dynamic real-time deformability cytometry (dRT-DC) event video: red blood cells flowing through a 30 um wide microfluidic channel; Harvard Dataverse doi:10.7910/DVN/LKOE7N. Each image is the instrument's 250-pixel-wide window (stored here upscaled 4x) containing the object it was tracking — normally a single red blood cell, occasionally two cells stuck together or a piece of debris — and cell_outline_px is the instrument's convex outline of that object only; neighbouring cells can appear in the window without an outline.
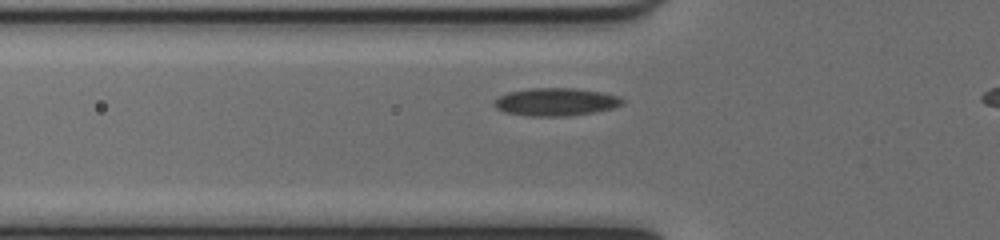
{"species": "common noctule bat (a hibernating species)", "species_latin": "Nyctalus noctula", "temperature_condition": "cold", "stored_images_in_passage": 33, "camera_frame_rate_fps": 3000, "um_per_image_px": 0.085, "animal": {"sex": "female", "body_mass_g": 17.0, "forearm_length_mm": 48.0}, "frame": {"image": 1, "passage_image": 6, "time_ms": 1.667, "image_size_px": [1000, 240], "cell_outline_px": [[624, 104], [612, 108], [592, 112], [568, 116], [528, 116], [504, 112], [496, 108], [492, 104], [492, 100], [508, 92], [528, 88], [576, 88], [600, 92], [620, 96], [624, 100]], "centroid_in_image_um": [47.21, 8.66], "position_along_channel_um": 78.6, "area_um2": 20.92}}
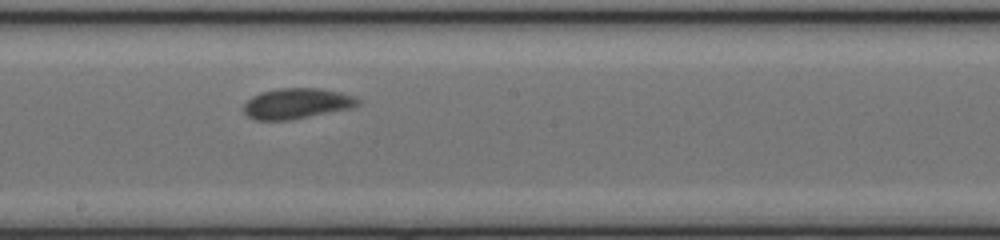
{"frame": {"image": 2, "passage_image": 17, "time_ms": 5.333, "image_size_px": [1000, 240], "cell_outline_px": [[360, 104], [352, 108], [288, 120], [252, 120], [244, 112], [244, 104], [252, 96], [260, 92], [280, 88], [320, 88], [340, 92], [356, 96], [360, 100]], "centroid_in_image_um": [25.24, 8.79], "position_along_channel_um": 223.0, "area_um2": 20.4}}
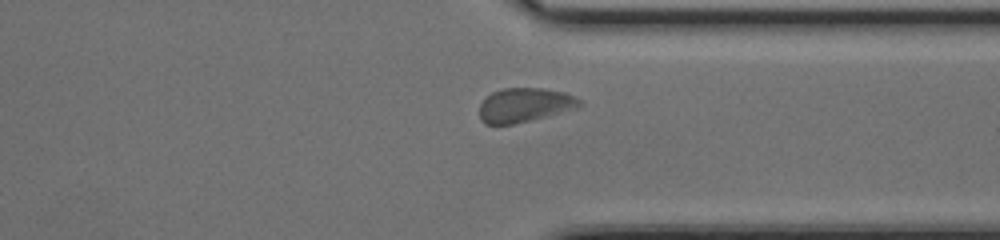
{"frame": {"image": 3, "passage_image": 28, "time_ms": 9.0, "image_size_px": [1000, 240], "cell_outline_px": [[584, 104], [580, 108], [512, 124], [484, 124], [480, 120], [480, 104], [492, 92], [500, 88], [544, 88], [564, 92], [580, 100]], "centroid_in_image_um": [44.61, 8.92], "position_along_channel_um": 366.8, "area_um2": 19.94}}